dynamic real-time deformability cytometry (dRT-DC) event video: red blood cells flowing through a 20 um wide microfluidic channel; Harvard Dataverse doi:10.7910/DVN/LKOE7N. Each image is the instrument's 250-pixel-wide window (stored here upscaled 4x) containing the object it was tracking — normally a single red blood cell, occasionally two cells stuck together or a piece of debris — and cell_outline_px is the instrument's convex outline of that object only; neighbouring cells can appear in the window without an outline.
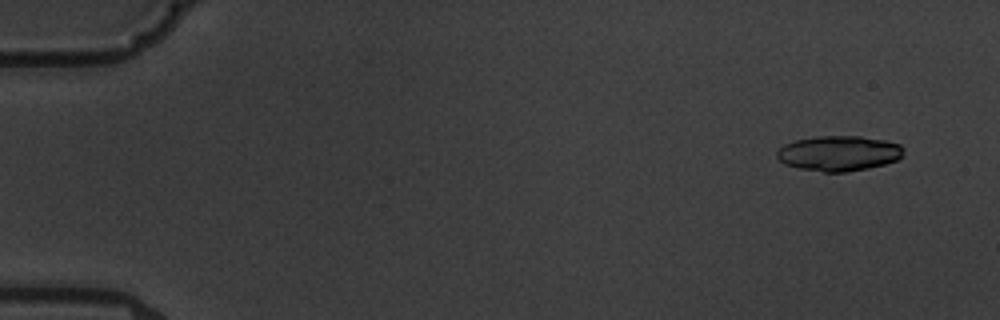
{"species": "common noctule bat (a hibernating species)", "species_latin": "Nyctalus noctula", "temperature_condition": "warm", "stored_images_in_passage": 5, "camera_frame_rate_fps": 3000, "um_per_image_px": 0.085, "animal": {"sex": "male", "body_mass_g": 19.5, "forearm_length_mm": 54.6}, "frame": {"image": 1, "passage_image": 1, "time_ms": 0.0, "image_size_px": [1000, 320], "cell_outline_px": [[904, 148], [900, 156], [896, 160], [884, 164], [868, 168], [848, 172], [824, 172], [800, 168], [784, 164], [776, 156], [776, 152], [784, 144], [796, 140], [816, 136], [860, 136], [884, 140], [900, 144]], "centroid_in_image_um": [71.28, 13.03], "position_along_channel_um": 13.7, "area_um2": 25.89}}
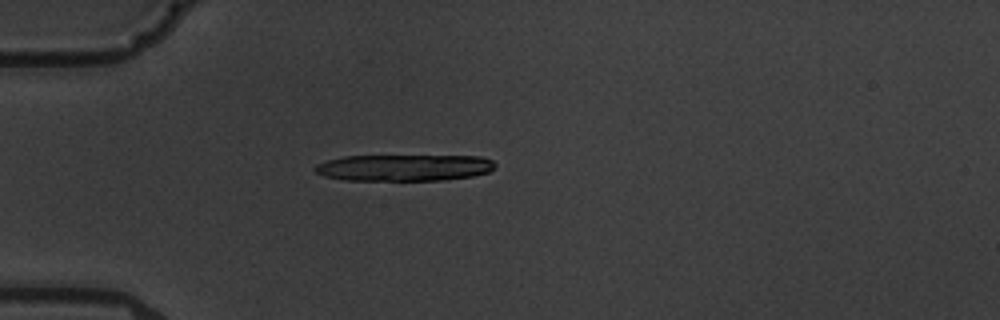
{"frame": {"image": 2, "passage_image": 5, "time_ms": 4.333, "image_size_px": [1000, 320], "cell_outline_px": [[496, 168], [488, 172], [472, 176], [444, 180], [344, 180], [324, 176], [316, 172], [312, 168], [316, 164], [328, 160], [344, 156], [480, 156], [492, 160], [496, 164]], "centroid_in_image_um": [34.35, 14.25], "position_along_channel_um": 50.6, "area_um2": 27.92}}